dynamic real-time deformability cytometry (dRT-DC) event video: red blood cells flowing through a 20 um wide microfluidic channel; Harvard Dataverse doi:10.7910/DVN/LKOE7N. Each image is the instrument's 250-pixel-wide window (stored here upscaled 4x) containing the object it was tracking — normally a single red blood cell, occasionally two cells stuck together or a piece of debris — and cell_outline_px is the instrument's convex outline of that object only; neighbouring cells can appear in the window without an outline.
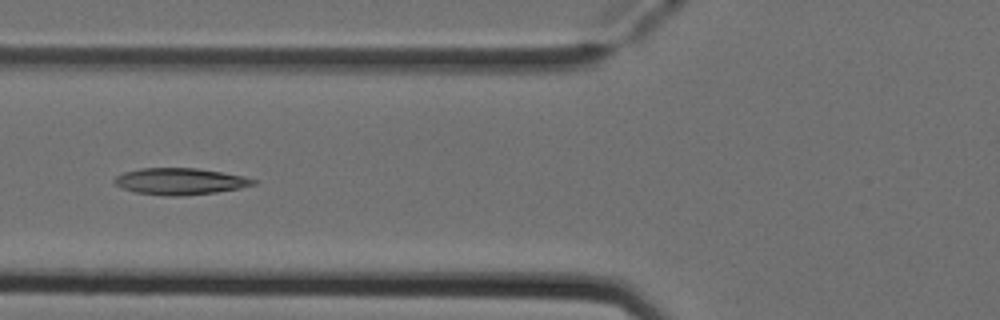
{"species": "Egyptian fruit bat (a non-hibernating species)", "species_latin": "Rousettus aegyptiacus", "temperature_condition": "cold", "stored_images_in_passage": 6, "camera_frame_rate_fps": 3000, "um_per_image_px": 0.085, "animal": {"sex": "female"}, "frame": {"image": 1, "passage_image": 6, "time_ms": 1.667, "image_size_px": [1000, 320], "cell_outline_px": [[256, 184], [240, 188], [216, 192], [180, 196], [164, 196], [136, 192], [124, 188], [116, 184], [112, 180], [116, 176], [124, 172], [140, 168], [196, 168], [244, 176], [256, 180]], "centroid_in_image_um": [15.3, 15.41], "position_along_channel_um": 110.5, "area_um2": 21.39}}